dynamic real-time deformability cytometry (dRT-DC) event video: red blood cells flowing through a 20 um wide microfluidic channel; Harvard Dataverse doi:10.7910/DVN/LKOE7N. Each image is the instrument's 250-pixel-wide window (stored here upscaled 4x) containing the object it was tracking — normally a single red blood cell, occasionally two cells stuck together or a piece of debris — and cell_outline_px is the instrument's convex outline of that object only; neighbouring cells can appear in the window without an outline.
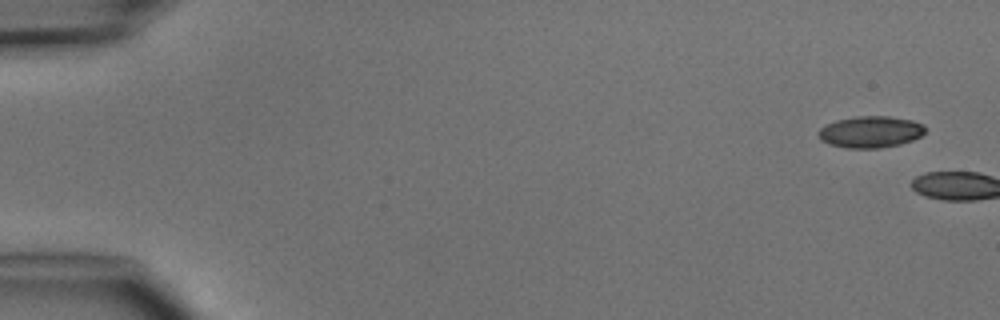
{"species": "common noctule bat (a hibernating species)", "species_latin": "Nyctalus noctula", "temperature_condition": "cold", "stored_images_in_passage": 2, "camera_frame_rate_fps": 3000, "um_per_image_px": 0.085, "animal": {"sex": "male", "body_mass_g": 15.6}, "frame": {"image": 1, "passage_image": 1, "time_ms": 0.0, "image_size_px": [1000, 320], "cell_outline_px": [[924, 132], [920, 136], [912, 140], [900, 144], [880, 148], [848, 148], [828, 144], [820, 140], [816, 132], [820, 128], [836, 120], [856, 116], [888, 116], [912, 120], [924, 124]], "centroid_in_image_um": [73.96, 11.21], "position_along_channel_um": 11.0, "area_um2": 19.71}}